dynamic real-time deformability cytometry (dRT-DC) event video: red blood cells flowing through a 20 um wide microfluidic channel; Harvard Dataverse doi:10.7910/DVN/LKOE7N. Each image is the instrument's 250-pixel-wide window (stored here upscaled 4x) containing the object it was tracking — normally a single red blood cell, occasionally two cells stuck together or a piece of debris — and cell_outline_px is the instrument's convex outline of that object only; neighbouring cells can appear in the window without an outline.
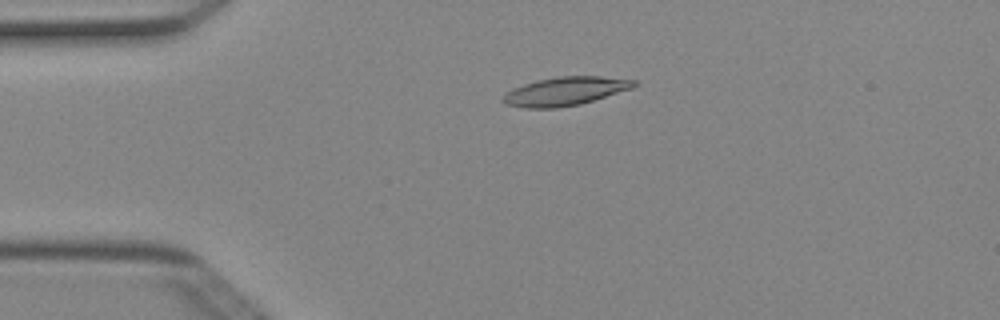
{"species": "Egyptian fruit bat (a non-hibernating species)", "species_latin": "Rousettus aegyptiacus", "temperature_condition": "cold", "stored_images_in_passage": 44, "camera_frame_rate_fps": 3000, "um_per_image_px": 0.085, "animal": {"sex": "female"}, "frame": {"image": 1, "passage_image": 5, "time_ms": 1.333, "image_size_px": [1000, 320], "cell_outline_px": [[640, 84], [632, 88], [580, 104], [556, 108], [524, 108], [504, 104], [500, 100], [512, 88], [536, 80], [560, 76], [600, 76], [636, 80]], "centroid_in_image_um": [48.03, 7.75], "position_along_channel_um": 37.0, "area_um2": 21.79}}
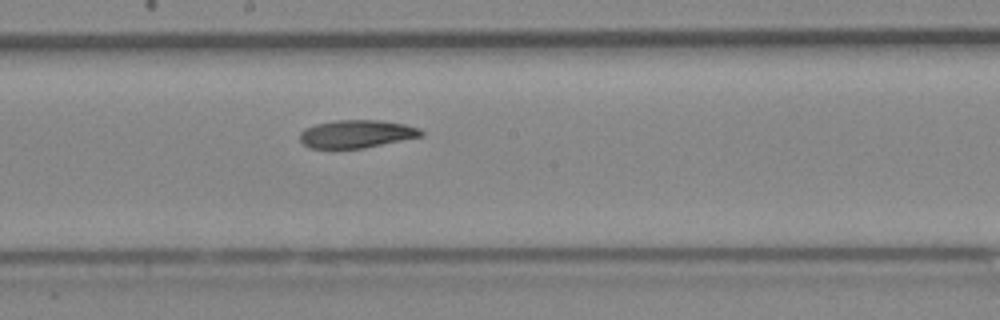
{"frame": {"image": 2, "passage_image": 21, "time_ms": 6.667, "image_size_px": [1000, 320], "cell_outline_px": [[424, 136], [364, 148], [308, 148], [300, 140], [300, 132], [304, 128], [316, 124], [336, 120], [380, 120], [404, 124], [420, 128], [424, 132]], "centroid_in_image_um": [30.32, 11.38], "position_along_channel_um": 217.9, "area_um2": 19.83}}
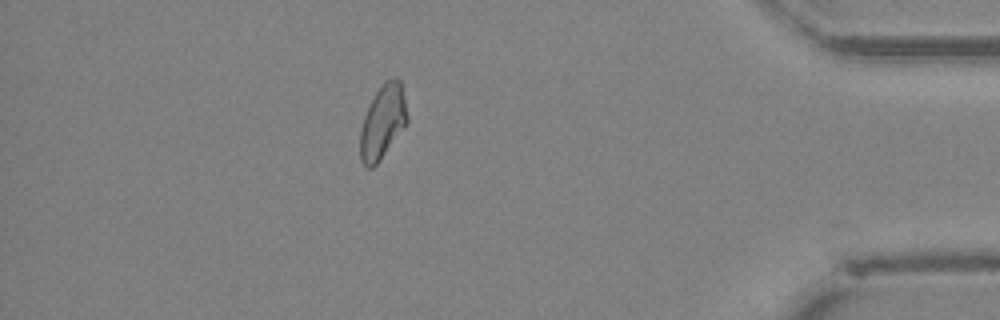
{"frame": {"image": 3, "passage_image": 38, "time_ms": 12.333, "image_size_px": [1000, 320], "cell_outline_px": [[408, 124], [380, 160], [372, 168], [368, 168], [360, 160], [360, 128], [364, 116], [376, 92], [384, 80], [392, 76], [396, 76], [400, 80], [408, 116]], "centroid_in_image_um": [32.54, 10.35], "position_along_channel_um": 402.7, "area_um2": 20.4}, "authors_computed_cell_mechanics": {"area_um2": 20.4612, "velocity_mm_per_s": 4.0266, "shape_relaxation_time_tau1_ms": 7.7897, "shape_relaxation_time_tau2_ms": 9.416, "deformation_change_tau1": 0.1828, "deformation_change_tau2": 0.1739}}